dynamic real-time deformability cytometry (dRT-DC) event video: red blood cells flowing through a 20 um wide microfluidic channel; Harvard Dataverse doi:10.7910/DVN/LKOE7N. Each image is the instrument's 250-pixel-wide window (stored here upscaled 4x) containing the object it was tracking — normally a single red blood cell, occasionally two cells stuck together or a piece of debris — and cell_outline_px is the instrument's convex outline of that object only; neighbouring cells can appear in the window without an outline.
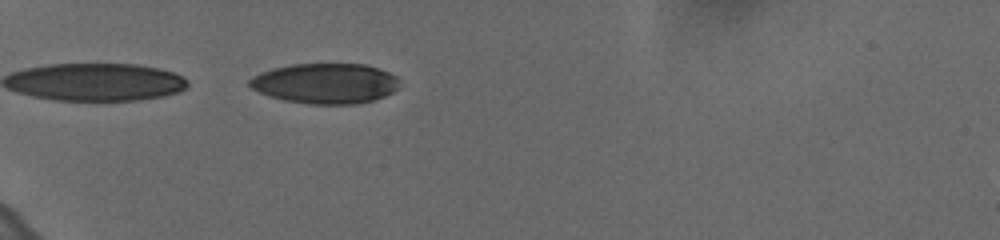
{"species": "human", "species_latin": "Homo sapiens", "temperature_condition": "cold", "stored_images_in_passage": 40, "camera_frame_rate_fps": 3000, "um_per_image_px": 0.085, "donor": {"sex": "female"}, "frame": {"image": 1, "passage_image": 2, "time_ms": 0.333, "image_size_px": [1000, 240], "cell_outline_px": [[396, 88], [392, 92], [384, 96], [372, 100], [356, 104], [308, 104], [284, 100], [260, 92], [252, 88], [248, 84], [248, 80], [252, 76], [260, 72], [272, 68], [292, 64], [364, 64], [388, 72], [396, 76]], "centroid_in_image_um": [27.6, 7.08], "position_along_channel_um": 57.4, "area_um2": 34.91}}
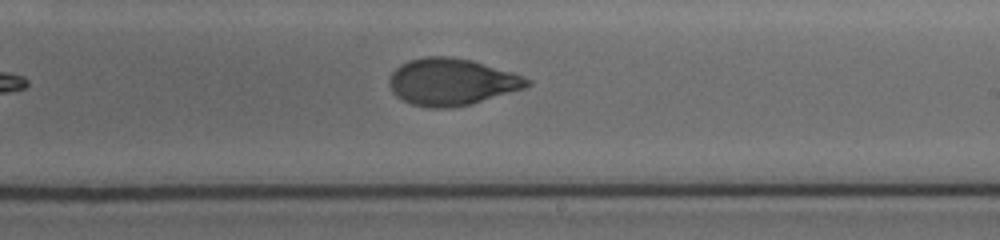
{"frame": {"image": 2, "passage_image": 20, "time_ms": 6.333, "image_size_px": [1000, 240], "cell_outline_px": [[532, 84], [524, 88], [472, 104], [448, 108], [428, 108], [412, 104], [396, 96], [392, 92], [388, 84], [388, 80], [392, 72], [400, 64], [408, 60], [424, 56], [452, 56], [472, 60], [512, 72], [524, 76], [532, 80]], "centroid_in_image_um": [38.38, 6.95], "position_along_channel_um": 250.6, "area_um2": 37.97}}
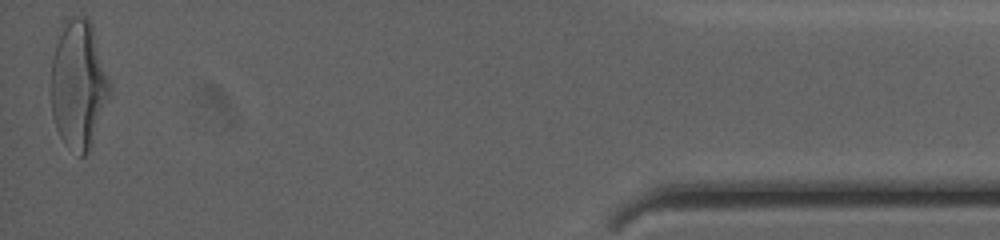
{"frame": {"image": 3, "passage_image": 40, "time_ms": 13.0, "image_size_px": [1000, 240], "cell_outline_px": [[112, 88], [88, 152], [84, 156], [80, 156], [64, 144], [56, 128], [52, 116], [52, 56], [60, 24], [68, 16], [88, 16], [92, 24], [112, 84]], "centroid_in_image_um": [6.67, 7.11], "position_along_channel_um": 428.5, "area_um2": 44.33}, "authors_computed_cell_mechanics": {"area_um2": 38.2347, "velocity_mm_per_s": 3.6432, "shape_relaxation_time_tau1_ms": 4.492, "shape_relaxation_time_tau2_ms": 1.2545, "deformation_change_tau1": 0.1808, "deformation_change_tau2": 0.0621}}